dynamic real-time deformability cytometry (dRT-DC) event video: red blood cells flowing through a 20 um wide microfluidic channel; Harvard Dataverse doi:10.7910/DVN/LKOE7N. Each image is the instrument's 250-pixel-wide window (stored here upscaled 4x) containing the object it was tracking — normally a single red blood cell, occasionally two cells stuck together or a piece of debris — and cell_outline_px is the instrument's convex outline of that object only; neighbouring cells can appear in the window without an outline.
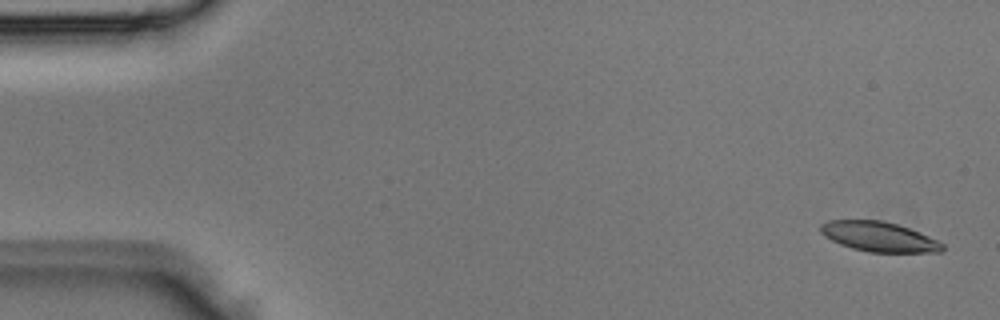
{"species": "Egyptian fruit bat (a non-hibernating species)", "species_latin": "Rousettus aegyptiacus", "temperature_condition": "room temperature", "stored_images_in_passage": 4, "camera_frame_rate_fps": 3000, "um_per_image_px": 0.085, "animal": {"sex": "male"}, "frame": {"image": 1, "passage_image": 1, "time_ms": 0.0, "image_size_px": [1000, 320], "cell_outline_px": [[944, 248], [940, 252], [868, 252], [852, 248], [840, 244], [824, 236], [820, 232], [820, 224], [828, 220], [880, 220], [896, 224], [908, 228], [928, 236], [944, 244]], "centroid_in_image_um": [74.67, 20.12], "position_along_channel_um": 10.3, "area_um2": 21.04}}
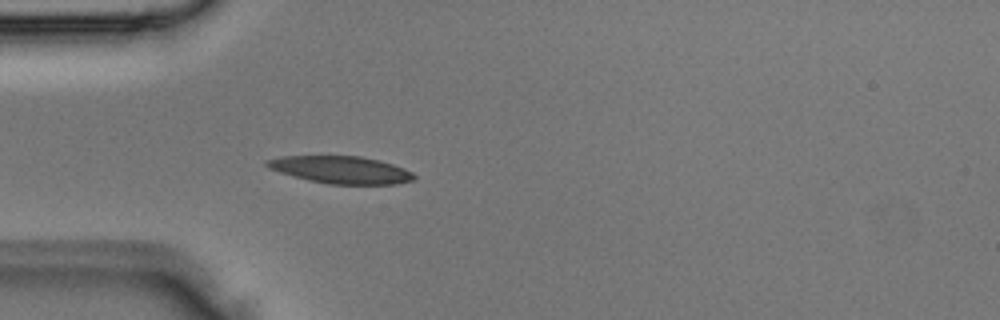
{"frame": {"image": 2, "passage_image": 4, "time_ms": 1.0, "image_size_px": [1000, 320], "cell_outline_px": [[416, 176], [412, 180], [396, 184], [328, 184], [308, 180], [280, 172], [268, 168], [264, 164], [264, 160], [280, 156], [360, 156], [380, 160], [404, 168], [412, 172]], "centroid_in_image_um": [28.95, 14.42], "position_along_channel_um": 56.0, "area_um2": 23.47}}